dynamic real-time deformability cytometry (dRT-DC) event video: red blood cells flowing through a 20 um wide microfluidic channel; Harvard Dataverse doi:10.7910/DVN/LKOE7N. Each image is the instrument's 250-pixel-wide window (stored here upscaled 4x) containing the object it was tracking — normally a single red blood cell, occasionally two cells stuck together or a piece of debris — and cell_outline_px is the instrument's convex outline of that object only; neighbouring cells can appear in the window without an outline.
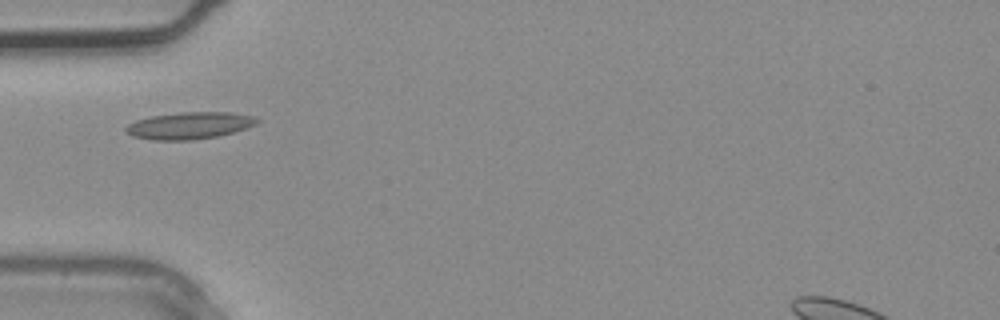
{"species": "common noctule bat (a hibernating species)", "species_latin": "Nyctalus noctula", "temperature_condition": "warm", "stored_images_in_passage": 5, "camera_frame_rate_fps": 3000, "um_per_image_px": 0.085, "animal": {"sex": "male", "body_mass_g": 20.4}, "frame": {"image": 1, "passage_image": 5, "time_ms": 1.333, "image_size_px": [1000, 320], "cell_outline_px": [[260, 120], [256, 124], [232, 132], [216, 136], [192, 140], [152, 140], [132, 136], [124, 132], [124, 128], [128, 124], [136, 120], [152, 116], [180, 112], [228, 112], [252, 116]], "centroid_in_image_um": [16.04, 10.67], "position_along_channel_um": 69.0, "area_um2": 20.46}}